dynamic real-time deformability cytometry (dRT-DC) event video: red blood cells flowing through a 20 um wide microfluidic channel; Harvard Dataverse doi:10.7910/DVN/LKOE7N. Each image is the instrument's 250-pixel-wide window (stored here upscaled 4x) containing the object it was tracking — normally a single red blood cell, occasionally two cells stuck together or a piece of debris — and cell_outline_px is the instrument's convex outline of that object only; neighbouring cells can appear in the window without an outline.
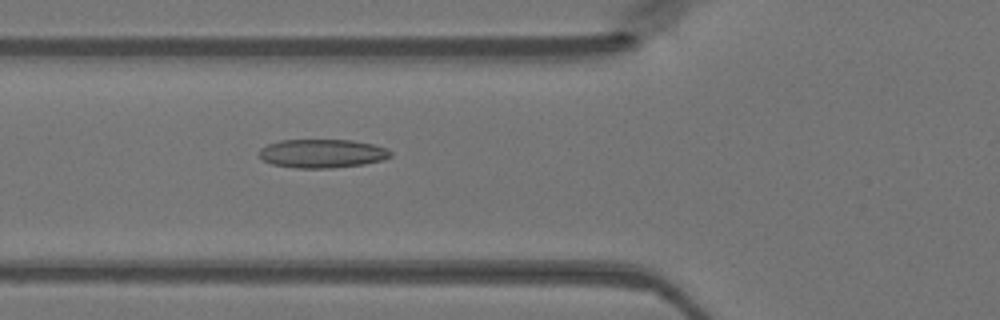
{"species": "Egyptian fruit bat (a non-hibernating species)", "species_latin": "Rousettus aegyptiacus", "temperature_condition": "warm", "stored_images_in_passage": 48, "camera_frame_rate_fps": 3000, "um_per_image_px": 0.085, "animal": {"sex": "female"}, "frame": {"image": 1, "passage_image": 18, "time_ms": 5.667, "image_size_px": [1000, 320], "cell_outline_px": [[392, 156], [384, 160], [364, 164], [328, 168], [296, 168], [272, 164], [264, 160], [260, 156], [260, 148], [268, 144], [280, 140], [352, 140], [372, 144], [388, 148], [392, 152]], "centroid_in_image_um": [27.42, 13.04], "position_along_channel_um": 98.4, "area_um2": 21.96}}
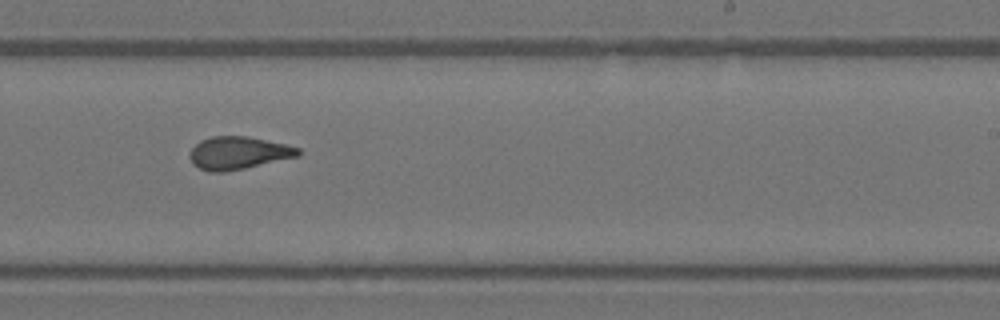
{"frame": {"image": 2, "passage_image": 30, "time_ms": 9.667, "image_size_px": [1000, 320], "cell_outline_px": [[300, 156], [244, 168], [224, 172], [208, 172], [192, 164], [188, 156], [188, 152], [200, 140], [212, 136], [248, 136], [284, 144], [300, 148]], "centroid_in_image_um": [20.22, 13.0], "position_along_channel_um": 268.8, "area_um2": 20.75}}
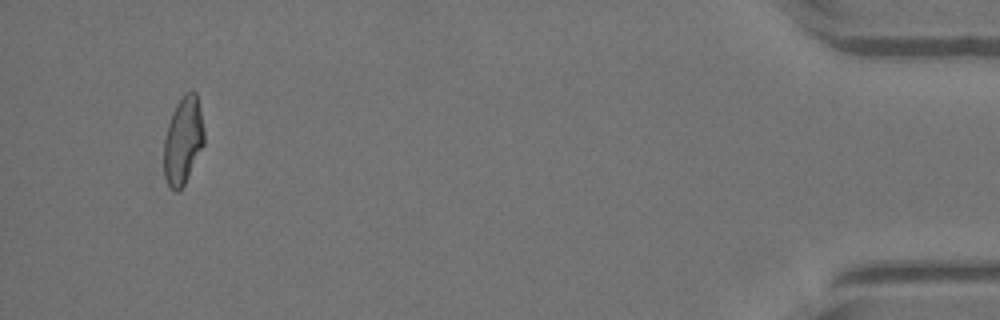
{"frame": {"image": 3, "passage_image": 46, "time_ms": 15.0, "image_size_px": [1000, 320], "cell_outline_px": [[204, 144], [184, 184], [176, 192], [172, 192], [168, 188], [164, 176], [164, 140], [168, 124], [172, 112], [176, 104], [184, 92], [192, 88], [196, 92], [200, 108], [204, 132]], "centroid_in_image_um": [15.55, 11.92], "position_along_channel_um": 419.7, "area_um2": 20.69}}